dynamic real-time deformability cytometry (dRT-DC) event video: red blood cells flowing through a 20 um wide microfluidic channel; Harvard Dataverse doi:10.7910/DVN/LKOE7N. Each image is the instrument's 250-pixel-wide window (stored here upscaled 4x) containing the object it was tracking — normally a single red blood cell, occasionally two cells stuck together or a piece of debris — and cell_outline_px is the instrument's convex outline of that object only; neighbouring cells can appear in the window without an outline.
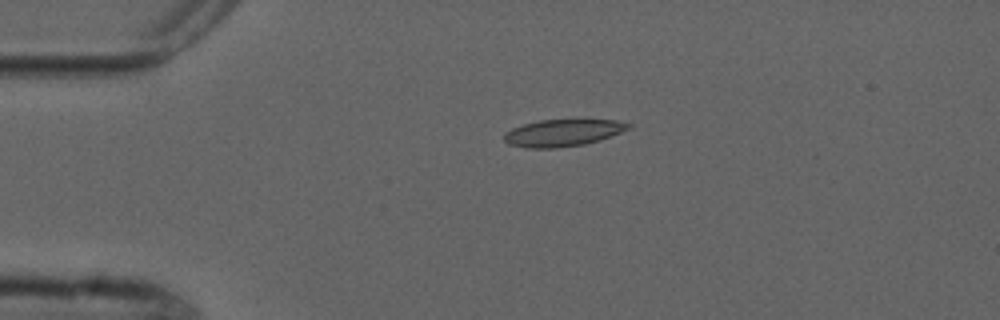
{"species": "common noctule bat (a hibernating species)", "species_latin": "Nyctalus noctula", "temperature_condition": "cold", "stored_images_in_passage": 4, "camera_frame_rate_fps": 3000, "um_per_image_px": 0.085, "animal": {"sex": "male", "forearm_length_mm": 52.5}, "frame": {"image": 1, "passage_image": 3, "time_ms": 3.333, "image_size_px": [1000, 320], "cell_outline_px": [[632, 128], [600, 140], [584, 144], [556, 148], [524, 148], [508, 144], [504, 140], [504, 132], [512, 128], [524, 124], [540, 120], [576, 116], [616, 120], [632, 124]], "centroid_in_image_um": [47.9, 11.23], "position_along_channel_um": 37.1, "area_um2": 20.69}}